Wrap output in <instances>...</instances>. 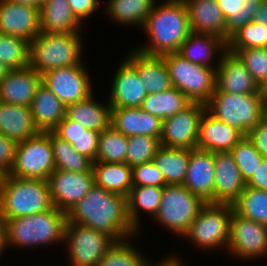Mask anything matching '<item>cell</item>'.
<instances>
[{"mask_svg": "<svg viewBox=\"0 0 267 266\" xmlns=\"http://www.w3.org/2000/svg\"><path fill=\"white\" fill-rule=\"evenodd\" d=\"M66 217L68 222L93 228L115 242L130 239L139 232L129 221L127 198L96 184L66 213Z\"/></svg>", "mask_w": 267, "mask_h": 266, "instance_id": "obj_1", "label": "cell"}, {"mask_svg": "<svg viewBox=\"0 0 267 266\" xmlns=\"http://www.w3.org/2000/svg\"><path fill=\"white\" fill-rule=\"evenodd\" d=\"M165 2V3H164ZM154 4L143 29L148 34L149 46L139 48L143 54L163 56L177 53L191 33L187 5L184 0H166Z\"/></svg>", "mask_w": 267, "mask_h": 266, "instance_id": "obj_2", "label": "cell"}, {"mask_svg": "<svg viewBox=\"0 0 267 266\" xmlns=\"http://www.w3.org/2000/svg\"><path fill=\"white\" fill-rule=\"evenodd\" d=\"M48 180L0 176V217H25L52 209Z\"/></svg>", "mask_w": 267, "mask_h": 266, "instance_id": "obj_3", "label": "cell"}, {"mask_svg": "<svg viewBox=\"0 0 267 266\" xmlns=\"http://www.w3.org/2000/svg\"><path fill=\"white\" fill-rule=\"evenodd\" d=\"M7 246L33 247L64 243L66 212L53 207L50 210L25 217L4 220Z\"/></svg>", "mask_w": 267, "mask_h": 266, "instance_id": "obj_4", "label": "cell"}, {"mask_svg": "<svg viewBox=\"0 0 267 266\" xmlns=\"http://www.w3.org/2000/svg\"><path fill=\"white\" fill-rule=\"evenodd\" d=\"M79 32H40L29 43V66L40 75L81 64L82 39Z\"/></svg>", "mask_w": 267, "mask_h": 266, "instance_id": "obj_5", "label": "cell"}, {"mask_svg": "<svg viewBox=\"0 0 267 266\" xmlns=\"http://www.w3.org/2000/svg\"><path fill=\"white\" fill-rule=\"evenodd\" d=\"M207 110L228 126L238 129L244 136L265 116V93L233 94L215 89Z\"/></svg>", "mask_w": 267, "mask_h": 266, "instance_id": "obj_6", "label": "cell"}, {"mask_svg": "<svg viewBox=\"0 0 267 266\" xmlns=\"http://www.w3.org/2000/svg\"><path fill=\"white\" fill-rule=\"evenodd\" d=\"M172 86L192 102L207 104L216 89V69L192 63L178 53L163 55Z\"/></svg>", "mask_w": 267, "mask_h": 266, "instance_id": "obj_7", "label": "cell"}, {"mask_svg": "<svg viewBox=\"0 0 267 266\" xmlns=\"http://www.w3.org/2000/svg\"><path fill=\"white\" fill-rule=\"evenodd\" d=\"M205 204L183 184H167L163 187L159 210L153 219L182 236Z\"/></svg>", "mask_w": 267, "mask_h": 266, "instance_id": "obj_8", "label": "cell"}, {"mask_svg": "<svg viewBox=\"0 0 267 266\" xmlns=\"http://www.w3.org/2000/svg\"><path fill=\"white\" fill-rule=\"evenodd\" d=\"M54 170L53 147L48 131L17 143L14 163L8 175L48 180Z\"/></svg>", "mask_w": 267, "mask_h": 266, "instance_id": "obj_9", "label": "cell"}, {"mask_svg": "<svg viewBox=\"0 0 267 266\" xmlns=\"http://www.w3.org/2000/svg\"><path fill=\"white\" fill-rule=\"evenodd\" d=\"M232 204L206 203L192 221L183 237L203 249L227 247Z\"/></svg>", "mask_w": 267, "mask_h": 266, "instance_id": "obj_10", "label": "cell"}, {"mask_svg": "<svg viewBox=\"0 0 267 266\" xmlns=\"http://www.w3.org/2000/svg\"><path fill=\"white\" fill-rule=\"evenodd\" d=\"M64 242L68 244L72 266H98L115 241L93 228L66 221Z\"/></svg>", "mask_w": 267, "mask_h": 266, "instance_id": "obj_11", "label": "cell"}, {"mask_svg": "<svg viewBox=\"0 0 267 266\" xmlns=\"http://www.w3.org/2000/svg\"><path fill=\"white\" fill-rule=\"evenodd\" d=\"M206 109L205 104L192 102L174 116L162 120L161 145L179 149L197 148L199 124Z\"/></svg>", "mask_w": 267, "mask_h": 266, "instance_id": "obj_12", "label": "cell"}, {"mask_svg": "<svg viewBox=\"0 0 267 266\" xmlns=\"http://www.w3.org/2000/svg\"><path fill=\"white\" fill-rule=\"evenodd\" d=\"M83 64L52 69L42 74V83L50 89L66 107L86 100L92 92L88 72Z\"/></svg>", "mask_w": 267, "mask_h": 266, "instance_id": "obj_13", "label": "cell"}, {"mask_svg": "<svg viewBox=\"0 0 267 266\" xmlns=\"http://www.w3.org/2000/svg\"><path fill=\"white\" fill-rule=\"evenodd\" d=\"M228 250L242 259L267 254V226L232 212L229 224Z\"/></svg>", "mask_w": 267, "mask_h": 266, "instance_id": "obj_14", "label": "cell"}, {"mask_svg": "<svg viewBox=\"0 0 267 266\" xmlns=\"http://www.w3.org/2000/svg\"><path fill=\"white\" fill-rule=\"evenodd\" d=\"M53 206L68 212L95 184L94 172H69L55 169L48 177Z\"/></svg>", "mask_w": 267, "mask_h": 266, "instance_id": "obj_15", "label": "cell"}, {"mask_svg": "<svg viewBox=\"0 0 267 266\" xmlns=\"http://www.w3.org/2000/svg\"><path fill=\"white\" fill-rule=\"evenodd\" d=\"M216 69V88L233 94L264 93L238 56L226 50L221 53Z\"/></svg>", "mask_w": 267, "mask_h": 266, "instance_id": "obj_16", "label": "cell"}, {"mask_svg": "<svg viewBox=\"0 0 267 266\" xmlns=\"http://www.w3.org/2000/svg\"><path fill=\"white\" fill-rule=\"evenodd\" d=\"M39 8L0 0V33L31 42L40 33Z\"/></svg>", "mask_w": 267, "mask_h": 266, "instance_id": "obj_17", "label": "cell"}, {"mask_svg": "<svg viewBox=\"0 0 267 266\" xmlns=\"http://www.w3.org/2000/svg\"><path fill=\"white\" fill-rule=\"evenodd\" d=\"M214 153L199 148L190 149V160L183 185L206 203H214Z\"/></svg>", "mask_w": 267, "mask_h": 266, "instance_id": "obj_18", "label": "cell"}, {"mask_svg": "<svg viewBox=\"0 0 267 266\" xmlns=\"http://www.w3.org/2000/svg\"><path fill=\"white\" fill-rule=\"evenodd\" d=\"M214 203L233 204L246 186L230 151L214 152Z\"/></svg>", "mask_w": 267, "mask_h": 266, "instance_id": "obj_19", "label": "cell"}, {"mask_svg": "<svg viewBox=\"0 0 267 266\" xmlns=\"http://www.w3.org/2000/svg\"><path fill=\"white\" fill-rule=\"evenodd\" d=\"M117 69L108 99L111 107H141L148 95L137 70L125 59Z\"/></svg>", "mask_w": 267, "mask_h": 266, "instance_id": "obj_20", "label": "cell"}, {"mask_svg": "<svg viewBox=\"0 0 267 266\" xmlns=\"http://www.w3.org/2000/svg\"><path fill=\"white\" fill-rule=\"evenodd\" d=\"M110 125L127 137L146 135L160 139L162 134V120L141 107H111Z\"/></svg>", "mask_w": 267, "mask_h": 266, "instance_id": "obj_21", "label": "cell"}, {"mask_svg": "<svg viewBox=\"0 0 267 266\" xmlns=\"http://www.w3.org/2000/svg\"><path fill=\"white\" fill-rule=\"evenodd\" d=\"M41 83L42 75L30 66L12 69L0 82V101L30 107Z\"/></svg>", "mask_w": 267, "mask_h": 266, "instance_id": "obj_22", "label": "cell"}, {"mask_svg": "<svg viewBox=\"0 0 267 266\" xmlns=\"http://www.w3.org/2000/svg\"><path fill=\"white\" fill-rule=\"evenodd\" d=\"M243 137L238 129L228 126L206 109L199 124L197 148L213 153L231 151Z\"/></svg>", "mask_w": 267, "mask_h": 266, "instance_id": "obj_23", "label": "cell"}, {"mask_svg": "<svg viewBox=\"0 0 267 266\" xmlns=\"http://www.w3.org/2000/svg\"><path fill=\"white\" fill-rule=\"evenodd\" d=\"M126 60L137 70L148 94H157L173 87L163 56L146 55L136 49Z\"/></svg>", "mask_w": 267, "mask_h": 266, "instance_id": "obj_24", "label": "cell"}, {"mask_svg": "<svg viewBox=\"0 0 267 266\" xmlns=\"http://www.w3.org/2000/svg\"><path fill=\"white\" fill-rule=\"evenodd\" d=\"M191 32L213 34L226 41V19L217 0H184Z\"/></svg>", "mask_w": 267, "mask_h": 266, "instance_id": "obj_25", "label": "cell"}, {"mask_svg": "<svg viewBox=\"0 0 267 266\" xmlns=\"http://www.w3.org/2000/svg\"><path fill=\"white\" fill-rule=\"evenodd\" d=\"M39 133L29 106L0 101V134L19 143Z\"/></svg>", "mask_w": 267, "mask_h": 266, "instance_id": "obj_26", "label": "cell"}, {"mask_svg": "<svg viewBox=\"0 0 267 266\" xmlns=\"http://www.w3.org/2000/svg\"><path fill=\"white\" fill-rule=\"evenodd\" d=\"M35 125L40 132L53 131L65 116L66 107L43 83L30 105Z\"/></svg>", "mask_w": 267, "mask_h": 266, "instance_id": "obj_27", "label": "cell"}, {"mask_svg": "<svg viewBox=\"0 0 267 266\" xmlns=\"http://www.w3.org/2000/svg\"><path fill=\"white\" fill-rule=\"evenodd\" d=\"M226 50L227 42L221 37L191 32L177 53L192 63L212 67L211 59L214 58L216 52L224 53Z\"/></svg>", "mask_w": 267, "mask_h": 266, "instance_id": "obj_28", "label": "cell"}, {"mask_svg": "<svg viewBox=\"0 0 267 266\" xmlns=\"http://www.w3.org/2000/svg\"><path fill=\"white\" fill-rule=\"evenodd\" d=\"M40 32H78L81 22L75 17L68 0H47L39 9Z\"/></svg>", "mask_w": 267, "mask_h": 266, "instance_id": "obj_29", "label": "cell"}, {"mask_svg": "<svg viewBox=\"0 0 267 266\" xmlns=\"http://www.w3.org/2000/svg\"><path fill=\"white\" fill-rule=\"evenodd\" d=\"M106 105L97 103L90 95L86 100L67 105L65 115L87 130L101 132L110 126L111 121V105L109 102Z\"/></svg>", "mask_w": 267, "mask_h": 266, "instance_id": "obj_30", "label": "cell"}, {"mask_svg": "<svg viewBox=\"0 0 267 266\" xmlns=\"http://www.w3.org/2000/svg\"><path fill=\"white\" fill-rule=\"evenodd\" d=\"M95 184L108 192L128 197L132 183V167L126 163L93 162Z\"/></svg>", "mask_w": 267, "mask_h": 266, "instance_id": "obj_31", "label": "cell"}, {"mask_svg": "<svg viewBox=\"0 0 267 266\" xmlns=\"http://www.w3.org/2000/svg\"><path fill=\"white\" fill-rule=\"evenodd\" d=\"M190 160V149L160 146L152 159L166 184H183Z\"/></svg>", "mask_w": 267, "mask_h": 266, "instance_id": "obj_32", "label": "cell"}, {"mask_svg": "<svg viewBox=\"0 0 267 266\" xmlns=\"http://www.w3.org/2000/svg\"><path fill=\"white\" fill-rule=\"evenodd\" d=\"M163 188L156 186H133L127 197V214L130 223L138 231L139 210H144L154 217L159 210Z\"/></svg>", "mask_w": 267, "mask_h": 266, "instance_id": "obj_33", "label": "cell"}, {"mask_svg": "<svg viewBox=\"0 0 267 266\" xmlns=\"http://www.w3.org/2000/svg\"><path fill=\"white\" fill-rule=\"evenodd\" d=\"M191 103L192 101L185 94L172 87L169 90L157 94H148L143 100L141 108L164 120L170 116H174Z\"/></svg>", "mask_w": 267, "mask_h": 266, "instance_id": "obj_34", "label": "cell"}, {"mask_svg": "<svg viewBox=\"0 0 267 266\" xmlns=\"http://www.w3.org/2000/svg\"><path fill=\"white\" fill-rule=\"evenodd\" d=\"M156 0H109L107 14L118 23L124 25L145 24Z\"/></svg>", "mask_w": 267, "mask_h": 266, "instance_id": "obj_35", "label": "cell"}, {"mask_svg": "<svg viewBox=\"0 0 267 266\" xmlns=\"http://www.w3.org/2000/svg\"><path fill=\"white\" fill-rule=\"evenodd\" d=\"M55 169L73 173L93 171V161L78 153L72 145L50 131Z\"/></svg>", "mask_w": 267, "mask_h": 266, "instance_id": "obj_36", "label": "cell"}, {"mask_svg": "<svg viewBox=\"0 0 267 266\" xmlns=\"http://www.w3.org/2000/svg\"><path fill=\"white\" fill-rule=\"evenodd\" d=\"M232 205L240 216L267 226V191L245 186Z\"/></svg>", "mask_w": 267, "mask_h": 266, "instance_id": "obj_37", "label": "cell"}, {"mask_svg": "<svg viewBox=\"0 0 267 266\" xmlns=\"http://www.w3.org/2000/svg\"><path fill=\"white\" fill-rule=\"evenodd\" d=\"M128 137L111 125L100 132L95 162L125 163Z\"/></svg>", "mask_w": 267, "mask_h": 266, "instance_id": "obj_38", "label": "cell"}, {"mask_svg": "<svg viewBox=\"0 0 267 266\" xmlns=\"http://www.w3.org/2000/svg\"><path fill=\"white\" fill-rule=\"evenodd\" d=\"M0 62L10 70L29 66V42L0 33Z\"/></svg>", "mask_w": 267, "mask_h": 266, "instance_id": "obj_39", "label": "cell"}, {"mask_svg": "<svg viewBox=\"0 0 267 266\" xmlns=\"http://www.w3.org/2000/svg\"><path fill=\"white\" fill-rule=\"evenodd\" d=\"M129 239L114 242L99 262L98 266H146L148 258L128 243Z\"/></svg>", "mask_w": 267, "mask_h": 266, "instance_id": "obj_40", "label": "cell"}, {"mask_svg": "<svg viewBox=\"0 0 267 266\" xmlns=\"http://www.w3.org/2000/svg\"><path fill=\"white\" fill-rule=\"evenodd\" d=\"M161 146L160 139L153 136L134 135L128 137L125 163L130 166L152 161Z\"/></svg>", "mask_w": 267, "mask_h": 266, "instance_id": "obj_41", "label": "cell"}, {"mask_svg": "<svg viewBox=\"0 0 267 266\" xmlns=\"http://www.w3.org/2000/svg\"><path fill=\"white\" fill-rule=\"evenodd\" d=\"M267 48V27L251 21L235 32L227 42V50Z\"/></svg>", "mask_w": 267, "mask_h": 266, "instance_id": "obj_42", "label": "cell"}, {"mask_svg": "<svg viewBox=\"0 0 267 266\" xmlns=\"http://www.w3.org/2000/svg\"><path fill=\"white\" fill-rule=\"evenodd\" d=\"M239 168L240 174L247 183L253 176L258 165L264 161V157L255 149L253 142L244 136L230 151Z\"/></svg>", "mask_w": 267, "mask_h": 266, "instance_id": "obj_43", "label": "cell"}, {"mask_svg": "<svg viewBox=\"0 0 267 266\" xmlns=\"http://www.w3.org/2000/svg\"><path fill=\"white\" fill-rule=\"evenodd\" d=\"M238 56L254 80L264 90L267 86V48L228 50Z\"/></svg>", "mask_w": 267, "mask_h": 266, "instance_id": "obj_44", "label": "cell"}, {"mask_svg": "<svg viewBox=\"0 0 267 266\" xmlns=\"http://www.w3.org/2000/svg\"><path fill=\"white\" fill-rule=\"evenodd\" d=\"M133 186H156L163 188L166 184L162 173L150 161L132 167Z\"/></svg>", "mask_w": 267, "mask_h": 266, "instance_id": "obj_45", "label": "cell"}, {"mask_svg": "<svg viewBox=\"0 0 267 266\" xmlns=\"http://www.w3.org/2000/svg\"><path fill=\"white\" fill-rule=\"evenodd\" d=\"M100 132L87 130L86 133L74 139L72 147L80 154L88 157L93 162L98 152Z\"/></svg>", "mask_w": 267, "mask_h": 266, "instance_id": "obj_46", "label": "cell"}, {"mask_svg": "<svg viewBox=\"0 0 267 266\" xmlns=\"http://www.w3.org/2000/svg\"><path fill=\"white\" fill-rule=\"evenodd\" d=\"M17 143L0 134V176L6 175L11 170L16 153Z\"/></svg>", "mask_w": 267, "mask_h": 266, "instance_id": "obj_47", "label": "cell"}, {"mask_svg": "<svg viewBox=\"0 0 267 266\" xmlns=\"http://www.w3.org/2000/svg\"><path fill=\"white\" fill-rule=\"evenodd\" d=\"M87 129L81 126L78 122L69 119L66 115L62 121L57 125L53 132L62 140L74 143V139L86 133Z\"/></svg>", "mask_w": 267, "mask_h": 266, "instance_id": "obj_48", "label": "cell"}, {"mask_svg": "<svg viewBox=\"0 0 267 266\" xmlns=\"http://www.w3.org/2000/svg\"><path fill=\"white\" fill-rule=\"evenodd\" d=\"M257 11L258 10H248L247 7H241L236 14L231 15L226 20V42H228L230 37L241 27H244L247 23L253 21Z\"/></svg>", "mask_w": 267, "mask_h": 266, "instance_id": "obj_49", "label": "cell"}, {"mask_svg": "<svg viewBox=\"0 0 267 266\" xmlns=\"http://www.w3.org/2000/svg\"><path fill=\"white\" fill-rule=\"evenodd\" d=\"M255 149L267 159V116H265L252 130L247 133Z\"/></svg>", "mask_w": 267, "mask_h": 266, "instance_id": "obj_50", "label": "cell"}, {"mask_svg": "<svg viewBox=\"0 0 267 266\" xmlns=\"http://www.w3.org/2000/svg\"><path fill=\"white\" fill-rule=\"evenodd\" d=\"M72 12L75 17L81 22L93 14L100 6L99 0H68Z\"/></svg>", "mask_w": 267, "mask_h": 266, "instance_id": "obj_51", "label": "cell"}, {"mask_svg": "<svg viewBox=\"0 0 267 266\" xmlns=\"http://www.w3.org/2000/svg\"><path fill=\"white\" fill-rule=\"evenodd\" d=\"M246 186L267 191V159L258 165Z\"/></svg>", "mask_w": 267, "mask_h": 266, "instance_id": "obj_52", "label": "cell"}, {"mask_svg": "<svg viewBox=\"0 0 267 266\" xmlns=\"http://www.w3.org/2000/svg\"><path fill=\"white\" fill-rule=\"evenodd\" d=\"M219 7L227 20L231 15L236 14L242 7L245 0H217Z\"/></svg>", "mask_w": 267, "mask_h": 266, "instance_id": "obj_53", "label": "cell"}, {"mask_svg": "<svg viewBox=\"0 0 267 266\" xmlns=\"http://www.w3.org/2000/svg\"><path fill=\"white\" fill-rule=\"evenodd\" d=\"M253 21L267 27V0H263L257 13L254 15Z\"/></svg>", "mask_w": 267, "mask_h": 266, "instance_id": "obj_54", "label": "cell"}, {"mask_svg": "<svg viewBox=\"0 0 267 266\" xmlns=\"http://www.w3.org/2000/svg\"><path fill=\"white\" fill-rule=\"evenodd\" d=\"M7 246V236H6V223L5 221L0 217V255L2 254V251H4Z\"/></svg>", "mask_w": 267, "mask_h": 266, "instance_id": "obj_55", "label": "cell"}, {"mask_svg": "<svg viewBox=\"0 0 267 266\" xmlns=\"http://www.w3.org/2000/svg\"><path fill=\"white\" fill-rule=\"evenodd\" d=\"M179 258H175L174 256L173 257H170V258H167L166 260H163L161 262H159L158 264H155V265H152V263L147 262L146 266H183L182 265V262L180 260H178Z\"/></svg>", "mask_w": 267, "mask_h": 266, "instance_id": "obj_56", "label": "cell"}, {"mask_svg": "<svg viewBox=\"0 0 267 266\" xmlns=\"http://www.w3.org/2000/svg\"><path fill=\"white\" fill-rule=\"evenodd\" d=\"M8 1L40 9L41 5L44 4L47 0H8Z\"/></svg>", "mask_w": 267, "mask_h": 266, "instance_id": "obj_57", "label": "cell"}, {"mask_svg": "<svg viewBox=\"0 0 267 266\" xmlns=\"http://www.w3.org/2000/svg\"><path fill=\"white\" fill-rule=\"evenodd\" d=\"M262 1L263 0H245V2L242 4V7H247L248 10H258Z\"/></svg>", "mask_w": 267, "mask_h": 266, "instance_id": "obj_58", "label": "cell"}, {"mask_svg": "<svg viewBox=\"0 0 267 266\" xmlns=\"http://www.w3.org/2000/svg\"><path fill=\"white\" fill-rule=\"evenodd\" d=\"M10 69L2 62H0V82L6 77Z\"/></svg>", "mask_w": 267, "mask_h": 266, "instance_id": "obj_59", "label": "cell"}, {"mask_svg": "<svg viewBox=\"0 0 267 266\" xmlns=\"http://www.w3.org/2000/svg\"><path fill=\"white\" fill-rule=\"evenodd\" d=\"M264 93H265V98H266V101H267V86H266V88L264 89Z\"/></svg>", "mask_w": 267, "mask_h": 266, "instance_id": "obj_60", "label": "cell"}]
</instances>
